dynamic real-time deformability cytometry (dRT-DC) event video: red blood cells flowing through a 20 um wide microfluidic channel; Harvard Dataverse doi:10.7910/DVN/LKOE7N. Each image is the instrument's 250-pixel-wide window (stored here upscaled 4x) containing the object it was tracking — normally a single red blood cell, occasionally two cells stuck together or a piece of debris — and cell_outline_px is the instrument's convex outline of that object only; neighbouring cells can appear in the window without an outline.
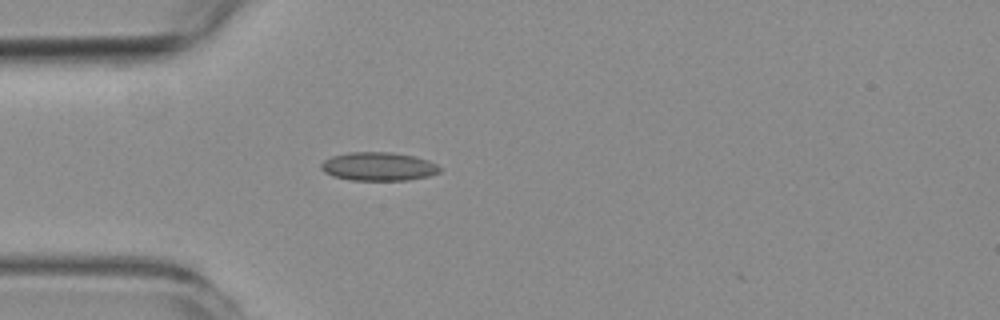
{"species": "common noctule bat (a hibernating species)", "species_latin": "Nyctalus noctula", "temperature_condition": "room temperature", "stored_images_in_passage": 35, "camera_frame_rate_fps": 3000, "um_per_image_px": 0.085, "animal": {"sex": "female", "body_mass_g": 19.3, "forearm_length_mm": 54.1}, "frame": {"image": 1, "passage_image": 1, "time_ms": 0.0, "image_size_px": [1000, 320], "cell_outline_px": [[440, 172], [428, 176], [408, 180], [348, 180], [332, 176], [324, 172], [320, 168], [320, 164], [324, 160], [332, 156], [348, 152], [392, 152], [416, 156], [428, 160], [436, 164], [440, 168]], "centroid_in_image_um": [32.14, 14.15], "position_along_channel_um": 52.9, "area_um2": 19.88}}
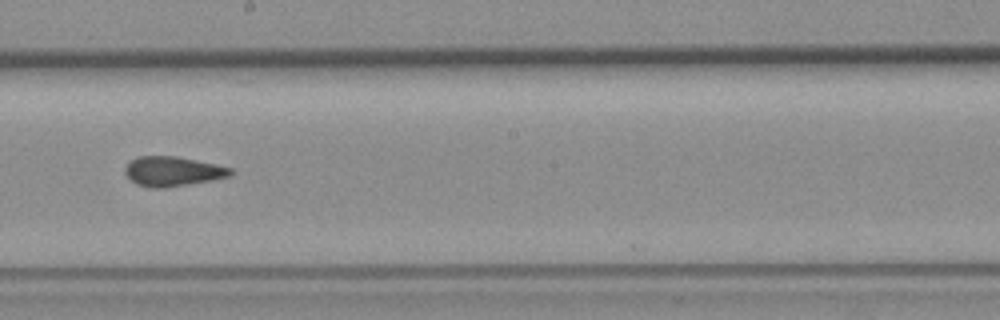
{"frame": {"image": 2, "passage_image": 16, "time_ms": 5.0, "image_size_px": [1000, 320], "cell_outline_px": [[232, 176], [212, 180], [164, 188], [152, 188], [136, 184], [124, 172], [124, 168], [136, 156], [176, 156], [216, 164], [232, 168]], "centroid_in_image_um": [14.69, 14.56], "position_along_channel_um": 233.5, "area_um2": 18.21}}
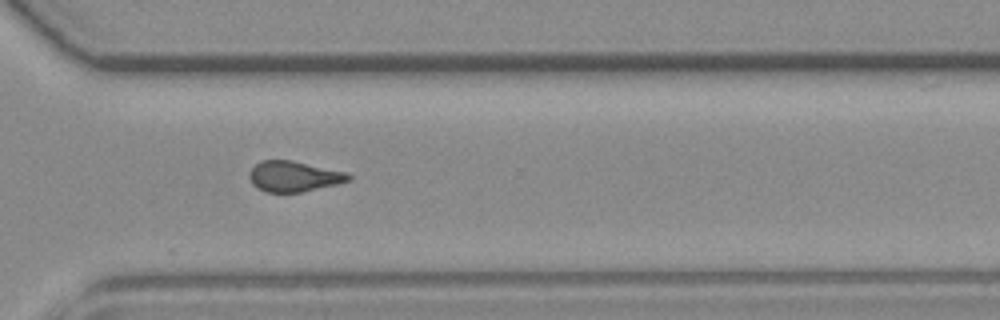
{"frame": {"image": 3, "passage_image": 25, "time_ms": 8.0, "image_size_px": [1000, 320], "cell_outline_px": [[352, 180], [336, 184], [300, 192], [268, 192], [256, 188], [252, 184], [248, 176], [248, 172], [260, 160], [292, 160], [348, 172], [352, 176]], "centroid_in_image_um": [24.97, 14.98], "position_along_channel_um": 345.6, "area_um2": 17.8}}